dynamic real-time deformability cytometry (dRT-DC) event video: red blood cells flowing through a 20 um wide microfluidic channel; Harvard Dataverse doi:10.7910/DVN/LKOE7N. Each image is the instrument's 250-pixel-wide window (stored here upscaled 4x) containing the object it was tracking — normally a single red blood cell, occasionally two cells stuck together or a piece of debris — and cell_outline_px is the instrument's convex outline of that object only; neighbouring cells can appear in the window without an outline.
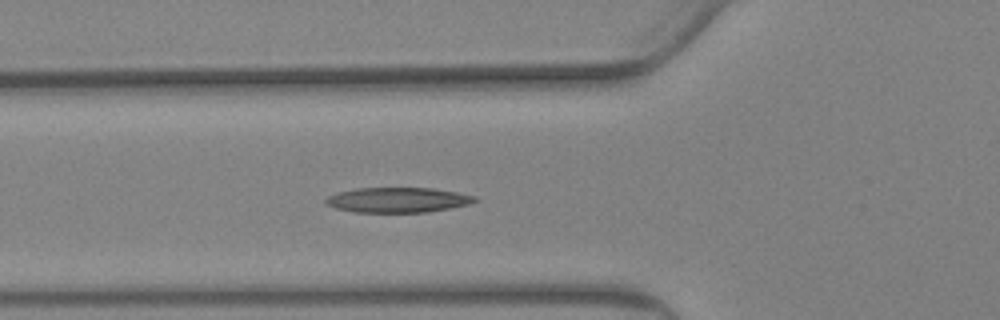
{"species": "Egyptian fruit bat (a non-hibernating species)", "species_latin": "Rousettus aegyptiacus", "temperature_condition": "warm", "stored_images_in_passage": 42, "camera_frame_rate_fps": 3000, "um_per_image_px": 0.085, "animal": {"sex": "female"}, "frame": {"image": 1, "passage_image": 9, "time_ms": 2.667, "image_size_px": [1000, 320], "cell_outline_px": [[476, 200], [468, 204], [428, 212], [352, 212], [336, 208], [324, 204], [324, 200], [328, 196], [336, 192], [356, 188], [432, 188], [456, 192], [476, 196]], "centroid_in_image_um": [33.74, 16.99], "position_along_channel_um": 92.1, "area_um2": 21.73}}
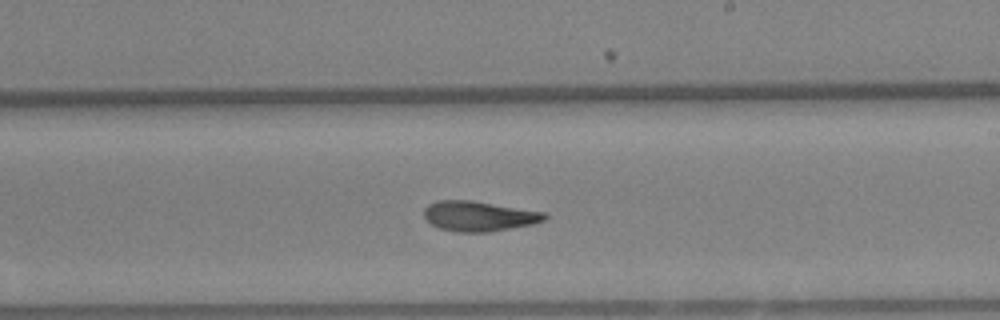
{"frame": {"image": 2, "passage_image": 23, "time_ms": 7.333, "image_size_px": [1000, 320], "cell_outline_px": [[548, 216], [544, 220], [532, 224], [488, 232], [456, 232], [440, 228], [432, 224], [424, 216], [424, 208], [428, 204], [436, 200], [472, 200], [544, 212]], "centroid_in_image_um": [40.68, 18.36], "position_along_channel_um": 248.3, "area_um2": 21.04}}
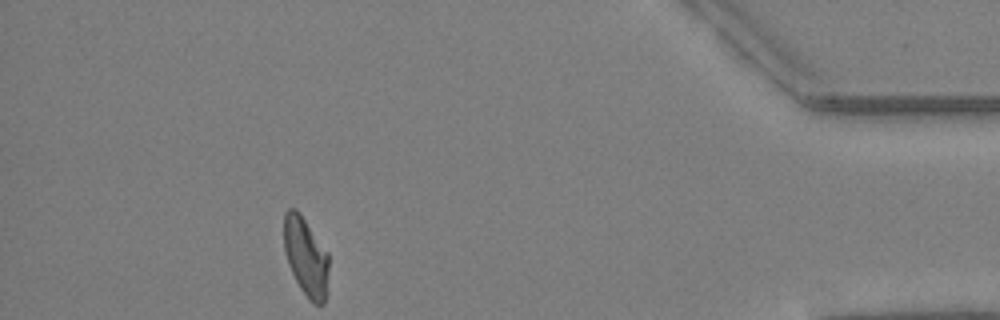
{"frame": {"image": 3, "passage_image": 42, "time_ms": 13.667, "image_size_px": [1000, 320], "cell_outline_px": [[328, 272], [324, 304], [312, 304], [308, 300], [300, 288], [288, 264], [284, 248], [284, 212], [288, 208], [296, 208], [300, 212], [328, 252]], "centroid_in_image_um": [25.99, 21.8], "position_along_channel_um": 409.2, "area_um2": 20.63}, "authors_computed_cell_mechanics": {"area_um2": 21.097, "velocity_mm_per_s": 3.3638, "shape_relaxation_time_tau1_ms": null, "shape_relaxation_time_tau2_ms": 3.6043, "deformation_change_tau1": null, "deformation_change_tau2": 0.1128}}